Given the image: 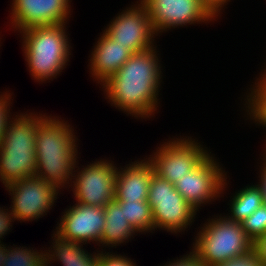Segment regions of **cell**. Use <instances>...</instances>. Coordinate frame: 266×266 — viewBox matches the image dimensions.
Returning a JSON list of instances; mask_svg holds the SVG:
<instances>
[{
  "label": "cell",
  "mask_w": 266,
  "mask_h": 266,
  "mask_svg": "<svg viewBox=\"0 0 266 266\" xmlns=\"http://www.w3.org/2000/svg\"><path fill=\"white\" fill-rule=\"evenodd\" d=\"M5 94L3 93V95L1 94L0 96V143L3 140V135L6 131L7 123L9 122V119H11L9 118L11 95L8 93Z\"/></svg>",
  "instance_id": "cell-25"
},
{
  "label": "cell",
  "mask_w": 266,
  "mask_h": 266,
  "mask_svg": "<svg viewBox=\"0 0 266 266\" xmlns=\"http://www.w3.org/2000/svg\"><path fill=\"white\" fill-rule=\"evenodd\" d=\"M118 168L107 160L94 162L73 174L76 202L88 206L105 207L114 200ZM79 172V173H78ZM76 177V178H75ZM75 187V188H74Z\"/></svg>",
  "instance_id": "cell-11"
},
{
  "label": "cell",
  "mask_w": 266,
  "mask_h": 266,
  "mask_svg": "<svg viewBox=\"0 0 266 266\" xmlns=\"http://www.w3.org/2000/svg\"><path fill=\"white\" fill-rule=\"evenodd\" d=\"M12 197L11 213L15 220L33 221L54 205L59 190L40 177L31 176L5 186ZM12 192V193H11Z\"/></svg>",
  "instance_id": "cell-9"
},
{
  "label": "cell",
  "mask_w": 266,
  "mask_h": 266,
  "mask_svg": "<svg viewBox=\"0 0 266 266\" xmlns=\"http://www.w3.org/2000/svg\"><path fill=\"white\" fill-rule=\"evenodd\" d=\"M200 229L192 252L204 266L225 263L254 250V243L242 224L229 220L227 216L209 219Z\"/></svg>",
  "instance_id": "cell-5"
},
{
  "label": "cell",
  "mask_w": 266,
  "mask_h": 266,
  "mask_svg": "<svg viewBox=\"0 0 266 266\" xmlns=\"http://www.w3.org/2000/svg\"><path fill=\"white\" fill-rule=\"evenodd\" d=\"M50 264L49 263H47V262H45L43 265H41V266H49Z\"/></svg>",
  "instance_id": "cell-34"
},
{
  "label": "cell",
  "mask_w": 266,
  "mask_h": 266,
  "mask_svg": "<svg viewBox=\"0 0 266 266\" xmlns=\"http://www.w3.org/2000/svg\"><path fill=\"white\" fill-rule=\"evenodd\" d=\"M53 237H55V244L52 243L54 250H48L49 252L45 254L47 263L58 259L57 261L62 262L63 266H98L99 253L91 255L81 247V243L66 240L56 233Z\"/></svg>",
  "instance_id": "cell-18"
},
{
  "label": "cell",
  "mask_w": 266,
  "mask_h": 266,
  "mask_svg": "<svg viewBox=\"0 0 266 266\" xmlns=\"http://www.w3.org/2000/svg\"><path fill=\"white\" fill-rule=\"evenodd\" d=\"M170 140L162 144L148 160L153 164L155 174L175 184L193 170L209 153L201 144L189 138ZM151 158V159H150Z\"/></svg>",
  "instance_id": "cell-7"
},
{
  "label": "cell",
  "mask_w": 266,
  "mask_h": 266,
  "mask_svg": "<svg viewBox=\"0 0 266 266\" xmlns=\"http://www.w3.org/2000/svg\"><path fill=\"white\" fill-rule=\"evenodd\" d=\"M265 155H264V159H263V161H266V150H265V153H264Z\"/></svg>",
  "instance_id": "cell-35"
},
{
  "label": "cell",
  "mask_w": 266,
  "mask_h": 266,
  "mask_svg": "<svg viewBox=\"0 0 266 266\" xmlns=\"http://www.w3.org/2000/svg\"><path fill=\"white\" fill-rule=\"evenodd\" d=\"M70 0H13L11 24L23 31L36 26L66 23Z\"/></svg>",
  "instance_id": "cell-14"
},
{
  "label": "cell",
  "mask_w": 266,
  "mask_h": 266,
  "mask_svg": "<svg viewBox=\"0 0 266 266\" xmlns=\"http://www.w3.org/2000/svg\"><path fill=\"white\" fill-rule=\"evenodd\" d=\"M215 266H263L257 257L256 252L253 250L245 256L234 258L233 260L226 261Z\"/></svg>",
  "instance_id": "cell-26"
},
{
  "label": "cell",
  "mask_w": 266,
  "mask_h": 266,
  "mask_svg": "<svg viewBox=\"0 0 266 266\" xmlns=\"http://www.w3.org/2000/svg\"><path fill=\"white\" fill-rule=\"evenodd\" d=\"M213 158L208 154L193 170L175 183L176 190L196 211L201 204L219 198L227 185L225 171L223 172Z\"/></svg>",
  "instance_id": "cell-8"
},
{
  "label": "cell",
  "mask_w": 266,
  "mask_h": 266,
  "mask_svg": "<svg viewBox=\"0 0 266 266\" xmlns=\"http://www.w3.org/2000/svg\"><path fill=\"white\" fill-rule=\"evenodd\" d=\"M22 247L8 248L6 260L3 266H41L46 262L45 252L39 253L33 248Z\"/></svg>",
  "instance_id": "cell-22"
},
{
  "label": "cell",
  "mask_w": 266,
  "mask_h": 266,
  "mask_svg": "<svg viewBox=\"0 0 266 266\" xmlns=\"http://www.w3.org/2000/svg\"><path fill=\"white\" fill-rule=\"evenodd\" d=\"M241 224L248 237L255 243L266 234V204H262Z\"/></svg>",
  "instance_id": "cell-23"
},
{
  "label": "cell",
  "mask_w": 266,
  "mask_h": 266,
  "mask_svg": "<svg viewBox=\"0 0 266 266\" xmlns=\"http://www.w3.org/2000/svg\"><path fill=\"white\" fill-rule=\"evenodd\" d=\"M230 207L231 216L227 218L234 222H242L256 209L264 204L261 187L257 185L246 186L233 196Z\"/></svg>",
  "instance_id": "cell-19"
},
{
  "label": "cell",
  "mask_w": 266,
  "mask_h": 266,
  "mask_svg": "<svg viewBox=\"0 0 266 266\" xmlns=\"http://www.w3.org/2000/svg\"><path fill=\"white\" fill-rule=\"evenodd\" d=\"M164 266H204V264L194 255L193 252L187 256H183L180 259L174 260L173 262H169L168 265Z\"/></svg>",
  "instance_id": "cell-28"
},
{
  "label": "cell",
  "mask_w": 266,
  "mask_h": 266,
  "mask_svg": "<svg viewBox=\"0 0 266 266\" xmlns=\"http://www.w3.org/2000/svg\"><path fill=\"white\" fill-rule=\"evenodd\" d=\"M67 124L59 118L45 116L36 128L35 175L57 189L69 184L77 163V138Z\"/></svg>",
  "instance_id": "cell-2"
},
{
  "label": "cell",
  "mask_w": 266,
  "mask_h": 266,
  "mask_svg": "<svg viewBox=\"0 0 266 266\" xmlns=\"http://www.w3.org/2000/svg\"><path fill=\"white\" fill-rule=\"evenodd\" d=\"M1 209L0 207V239L7 234V231L10 230V226L12 227V222L15 220L13 214L11 213V210L8 211V209ZM1 243V240H0Z\"/></svg>",
  "instance_id": "cell-27"
},
{
  "label": "cell",
  "mask_w": 266,
  "mask_h": 266,
  "mask_svg": "<svg viewBox=\"0 0 266 266\" xmlns=\"http://www.w3.org/2000/svg\"><path fill=\"white\" fill-rule=\"evenodd\" d=\"M7 251L8 249L5 247V245L0 244V266H3V262L6 260Z\"/></svg>",
  "instance_id": "cell-32"
},
{
  "label": "cell",
  "mask_w": 266,
  "mask_h": 266,
  "mask_svg": "<svg viewBox=\"0 0 266 266\" xmlns=\"http://www.w3.org/2000/svg\"><path fill=\"white\" fill-rule=\"evenodd\" d=\"M254 251L263 266H266V234L254 243Z\"/></svg>",
  "instance_id": "cell-29"
},
{
  "label": "cell",
  "mask_w": 266,
  "mask_h": 266,
  "mask_svg": "<svg viewBox=\"0 0 266 266\" xmlns=\"http://www.w3.org/2000/svg\"><path fill=\"white\" fill-rule=\"evenodd\" d=\"M117 201L124 206V215L136 233L154 230L152 210L147 200Z\"/></svg>",
  "instance_id": "cell-20"
},
{
  "label": "cell",
  "mask_w": 266,
  "mask_h": 266,
  "mask_svg": "<svg viewBox=\"0 0 266 266\" xmlns=\"http://www.w3.org/2000/svg\"><path fill=\"white\" fill-rule=\"evenodd\" d=\"M44 117L20 114L7 123L0 143V180L5 186L35 176L36 128Z\"/></svg>",
  "instance_id": "cell-3"
},
{
  "label": "cell",
  "mask_w": 266,
  "mask_h": 266,
  "mask_svg": "<svg viewBox=\"0 0 266 266\" xmlns=\"http://www.w3.org/2000/svg\"><path fill=\"white\" fill-rule=\"evenodd\" d=\"M230 0H202V2L210 9V11L217 17L220 14L221 7ZM218 14V15H217Z\"/></svg>",
  "instance_id": "cell-30"
},
{
  "label": "cell",
  "mask_w": 266,
  "mask_h": 266,
  "mask_svg": "<svg viewBox=\"0 0 266 266\" xmlns=\"http://www.w3.org/2000/svg\"><path fill=\"white\" fill-rule=\"evenodd\" d=\"M117 170L114 200L139 201L148 199L150 182L155 174L153 164L147 160L135 161Z\"/></svg>",
  "instance_id": "cell-15"
},
{
  "label": "cell",
  "mask_w": 266,
  "mask_h": 266,
  "mask_svg": "<svg viewBox=\"0 0 266 266\" xmlns=\"http://www.w3.org/2000/svg\"><path fill=\"white\" fill-rule=\"evenodd\" d=\"M121 12L111 21L104 32L118 44L126 46L132 53L141 52L154 46L156 35L144 3Z\"/></svg>",
  "instance_id": "cell-12"
},
{
  "label": "cell",
  "mask_w": 266,
  "mask_h": 266,
  "mask_svg": "<svg viewBox=\"0 0 266 266\" xmlns=\"http://www.w3.org/2000/svg\"><path fill=\"white\" fill-rule=\"evenodd\" d=\"M105 225L100 244L106 246H117L129 240L135 230L131 227L124 215V206L117 200L109 202L104 207Z\"/></svg>",
  "instance_id": "cell-17"
},
{
  "label": "cell",
  "mask_w": 266,
  "mask_h": 266,
  "mask_svg": "<svg viewBox=\"0 0 266 266\" xmlns=\"http://www.w3.org/2000/svg\"><path fill=\"white\" fill-rule=\"evenodd\" d=\"M147 202L152 210L154 229L164 228L171 233L186 229L197 212L176 190L175 184L157 174L151 179Z\"/></svg>",
  "instance_id": "cell-6"
},
{
  "label": "cell",
  "mask_w": 266,
  "mask_h": 266,
  "mask_svg": "<svg viewBox=\"0 0 266 266\" xmlns=\"http://www.w3.org/2000/svg\"><path fill=\"white\" fill-rule=\"evenodd\" d=\"M246 100H248L246 108H248L247 113L250 118L252 117L251 119L255 120L257 124L266 127V78H260L257 83L255 82V86L253 90L251 88V94L247 95Z\"/></svg>",
  "instance_id": "cell-21"
},
{
  "label": "cell",
  "mask_w": 266,
  "mask_h": 266,
  "mask_svg": "<svg viewBox=\"0 0 266 266\" xmlns=\"http://www.w3.org/2000/svg\"><path fill=\"white\" fill-rule=\"evenodd\" d=\"M65 24L36 26L19 31L23 34L25 60L35 80L42 82L56 77L69 61L71 46L65 34Z\"/></svg>",
  "instance_id": "cell-4"
},
{
  "label": "cell",
  "mask_w": 266,
  "mask_h": 266,
  "mask_svg": "<svg viewBox=\"0 0 266 266\" xmlns=\"http://www.w3.org/2000/svg\"><path fill=\"white\" fill-rule=\"evenodd\" d=\"M155 33L187 24L211 21L216 16L202 0H141Z\"/></svg>",
  "instance_id": "cell-10"
},
{
  "label": "cell",
  "mask_w": 266,
  "mask_h": 266,
  "mask_svg": "<svg viewBox=\"0 0 266 266\" xmlns=\"http://www.w3.org/2000/svg\"><path fill=\"white\" fill-rule=\"evenodd\" d=\"M104 225V207L88 206L76 202L64 212L56 227V234L66 240L83 244L90 243V241L99 243Z\"/></svg>",
  "instance_id": "cell-13"
},
{
  "label": "cell",
  "mask_w": 266,
  "mask_h": 266,
  "mask_svg": "<svg viewBox=\"0 0 266 266\" xmlns=\"http://www.w3.org/2000/svg\"><path fill=\"white\" fill-rule=\"evenodd\" d=\"M266 68H265V70H264V72L261 74L262 76L260 77V78H266Z\"/></svg>",
  "instance_id": "cell-33"
},
{
  "label": "cell",
  "mask_w": 266,
  "mask_h": 266,
  "mask_svg": "<svg viewBox=\"0 0 266 266\" xmlns=\"http://www.w3.org/2000/svg\"><path fill=\"white\" fill-rule=\"evenodd\" d=\"M154 48L132 53L122 67L102 84L107 99L134 117L147 118L158 107L162 71Z\"/></svg>",
  "instance_id": "cell-1"
},
{
  "label": "cell",
  "mask_w": 266,
  "mask_h": 266,
  "mask_svg": "<svg viewBox=\"0 0 266 266\" xmlns=\"http://www.w3.org/2000/svg\"><path fill=\"white\" fill-rule=\"evenodd\" d=\"M130 258L117 254L99 253L98 266H136Z\"/></svg>",
  "instance_id": "cell-24"
},
{
  "label": "cell",
  "mask_w": 266,
  "mask_h": 266,
  "mask_svg": "<svg viewBox=\"0 0 266 266\" xmlns=\"http://www.w3.org/2000/svg\"><path fill=\"white\" fill-rule=\"evenodd\" d=\"M261 179H260V184H258L261 187L262 194H263V200L264 204H266V161L263 162V166L261 168Z\"/></svg>",
  "instance_id": "cell-31"
},
{
  "label": "cell",
  "mask_w": 266,
  "mask_h": 266,
  "mask_svg": "<svg viewBox=\"0 0 266 266\" xmlns=\"http://www.w3.org/2000/svg\"><path fill=\"white\" fill-rule=\"evenodd\" d=\"M101 35L91 54L90 70L92 76L102 85L122 67L132 52L126 46L115 42L105 32Z\"/></svg>",
  "instance_id": "cell-16"
}]
</instances>
